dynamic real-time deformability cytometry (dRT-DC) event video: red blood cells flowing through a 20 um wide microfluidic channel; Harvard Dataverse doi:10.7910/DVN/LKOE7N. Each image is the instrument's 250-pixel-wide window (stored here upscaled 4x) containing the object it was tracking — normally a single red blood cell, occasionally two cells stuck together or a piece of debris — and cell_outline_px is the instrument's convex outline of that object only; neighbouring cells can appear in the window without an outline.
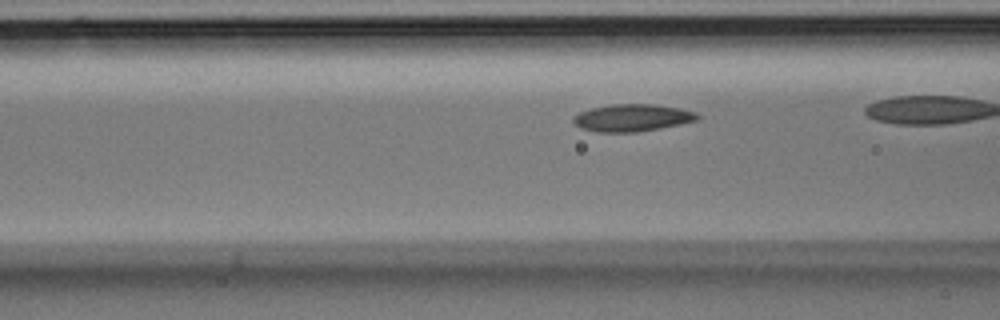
{"species": "Egyptian fruit bat (a non-hibernating species)", "species_latin": "Rousettus aegyptiacus", "temperature_condition": "room temperature", "stored_images_in_passage": 5, "camera_frame_rate_fps": 3000, "um_per_image_px": 0.085, "animal": {"sex": "male"}, "frame": {"image": 1, "passage_image": 5, "time_ms": 1.333, "image_size_px": [1000, 320], "cell_outline_px": [[700, 116], [696, 120], [680, 124], [660, 128], [636, 132], [596, 132], [580, 128], [572, 120], [572, 116], [580, 112], [592, 108], [608, 104], [652, 104], [680, 108], [696, 112]], "centroid_in_image_um": [53.71, 10.01], "position_along_channel_um": 112.9, "area_um2": 19.71}}